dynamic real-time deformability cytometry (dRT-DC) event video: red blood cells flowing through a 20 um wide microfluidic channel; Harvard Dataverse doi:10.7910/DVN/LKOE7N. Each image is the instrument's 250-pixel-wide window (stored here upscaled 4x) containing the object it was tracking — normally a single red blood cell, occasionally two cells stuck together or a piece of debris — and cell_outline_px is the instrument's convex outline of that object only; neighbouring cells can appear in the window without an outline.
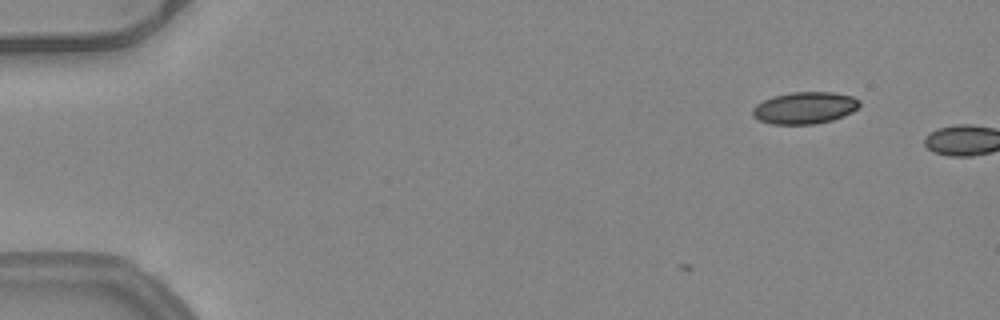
{"species": "common noctule bat (a hibernating species)", "species_latin": "Nyctalus noctula", "temperature_condition": "warm", "stored_images_in_passage": 2, "camera_frame_rate_fps": 3000, "um_per_image_px": 0.085, "animal": {"sex": "female", "body_mass_g": 24.6, "forearm_length_mm": 56.2}, "frame": {"image": 1, "passage_image": 2, "time_ms": 0.333, "image_size_px": [1000, 320], "cell_outline_px": [[860, 104], [852, 112], [844, 116], [832, 120], [816, 124], [772, 124], [760, 120], [752, 116], [752, 108], [756, 104], [772, 96], [792, 92], [832, 92], [852, 96], [860, 100]], "centroid_in_image_um": [68.39, 9.17], "position_along_channel_um": 16.6, "area_um2": 19.94}}